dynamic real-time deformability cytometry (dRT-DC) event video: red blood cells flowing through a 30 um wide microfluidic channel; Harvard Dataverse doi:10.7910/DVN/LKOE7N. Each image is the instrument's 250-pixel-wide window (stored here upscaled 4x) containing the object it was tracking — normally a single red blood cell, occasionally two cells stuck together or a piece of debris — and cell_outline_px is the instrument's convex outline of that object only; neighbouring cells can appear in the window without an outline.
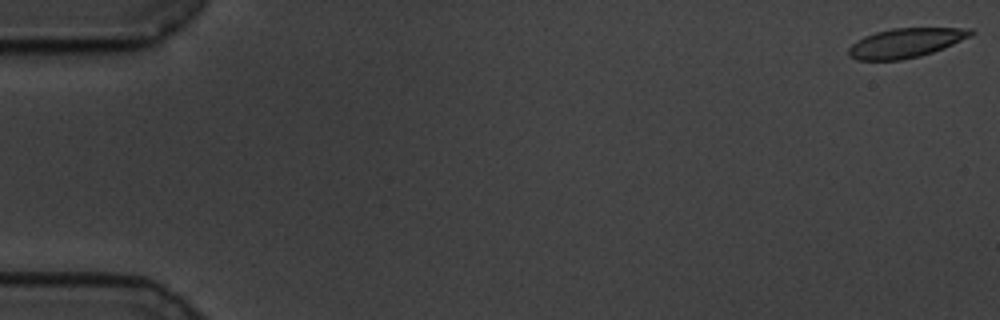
{"species": "common noctule bat (a hibernating species)", "species_latin": "Nyctalus noctula", "temperature_condition": "cold", "stored_images_in_passage": 59, "camera_frame_rate_fps": 3000, "um_per_image_px": 0.085, "animal": {"sex": "male", "body_mass_g": 19.5, "forearm_length_mm": 54.6}, "frame": {"image": 1, "passage_image": 1, "time_ms": 0.0, "image_size_px": [1000, 320], "cell_outline_px": [[976, 32], [972, 36], [944, 48], [920, 56], [900, 60], [856, 60], [848, 56], [848, 48], [856, 40], [864, 36], [876, 32], [892, 28], [972, 28]], "centroid_in_image_um": [76.99, 3.64], "position_along_channel_um": 8.0, "area_um2": 21.1}}
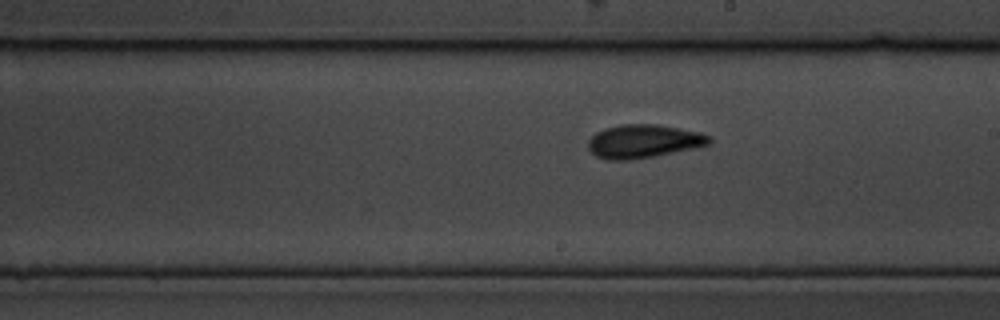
{"frame": {"image": 2, "passage_image": 34, "time_ms": 11.0, "image_size_px": [1000, 320], "cell_outline_px": [[712, 140], [708, 144], [652, 156], [632, 160], [608, 160], [596, 156], [588, 148], [588, 140], [596, 132], [604, 128], [620, 124], [656, 124], [700, 132], [712, 136]], "centroid_in_image_um": [54.65, 11.99], "position_along_channel_um": 234.3, "area_um2": 23.35}}
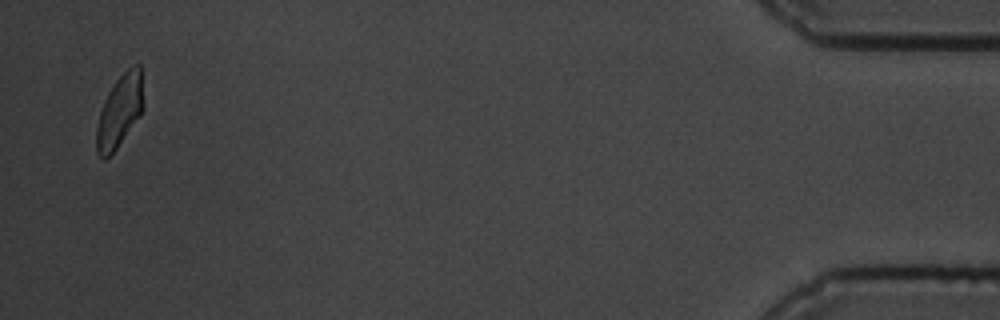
{"frame": {"image": 3, "passage_image": 58, "time_ms": 19.0, "image_size_px": [1000, 320], "cell_outline_px": [[144, 108], [140, 116], [116, 148], [104, 160], [96, 152], [96, 128], [100, 112], [104, 100], [108, 92], [116, 80], [128, 68], [136, 64], [140, 64], [144, 104]], "centroid_in_image_um": [10.18, 9.43], "position_along_channel_um": 425.0, "area_um2": 19.71}, "authors_computed_cell_mechanics": {"area_um2": 21.9062, "velocity_mm_per_s": 3.4044, "shape_relaxation_time_tau1_ms": 5.6729, "shape_relaxation_time_tau2_ms": 2.6807, "deformation_change_tau1": 0.129, "deformation_change_tau2": 0.0782}}